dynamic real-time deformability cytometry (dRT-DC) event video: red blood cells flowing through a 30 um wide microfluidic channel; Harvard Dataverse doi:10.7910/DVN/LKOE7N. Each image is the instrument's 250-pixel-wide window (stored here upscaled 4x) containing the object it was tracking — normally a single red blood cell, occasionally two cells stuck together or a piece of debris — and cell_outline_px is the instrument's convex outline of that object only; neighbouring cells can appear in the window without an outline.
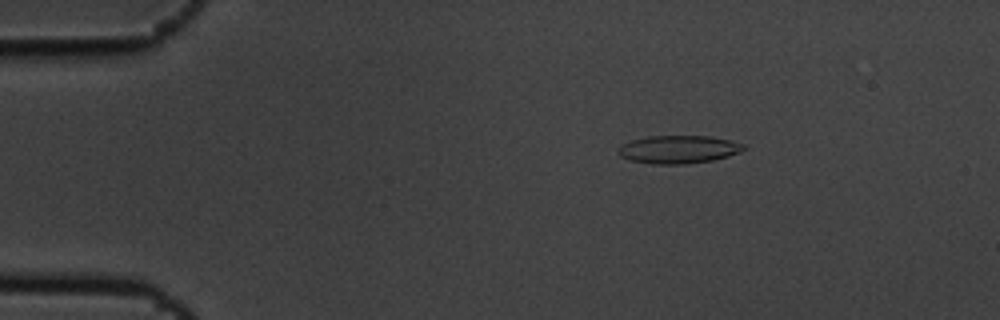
{"species": "common noctule bat (a hibernating species)", "species_latin": "Nyctalus noctula", "temperature_condition": "cold", "stored_images_in_passage": 7, "camera_frame_rate_fps": 3000, "um_per_image_px": 0.085, "animal": {"sex": "male", "body_mass_g": 19.5, "forearm_length_mm": 54.6}, "frame": {"image": 1, "passage_image": 7, "time_ms": 2.0, "image_size_px": [1000, 320], "cell_outline_px": [[744, 148], [740, 152], [728, 156], [712, 160], [684, 164], [652, 164], [632, 160], [620, 156], [620, 148], [624, 144], [632, 140], [648, 136], [712, 136], [732, 140], [744, 144]], "centroid_in_image_um": [57.72, 12.69], "position_along_channel_um": 27.3, "area_um2": 20.23}}